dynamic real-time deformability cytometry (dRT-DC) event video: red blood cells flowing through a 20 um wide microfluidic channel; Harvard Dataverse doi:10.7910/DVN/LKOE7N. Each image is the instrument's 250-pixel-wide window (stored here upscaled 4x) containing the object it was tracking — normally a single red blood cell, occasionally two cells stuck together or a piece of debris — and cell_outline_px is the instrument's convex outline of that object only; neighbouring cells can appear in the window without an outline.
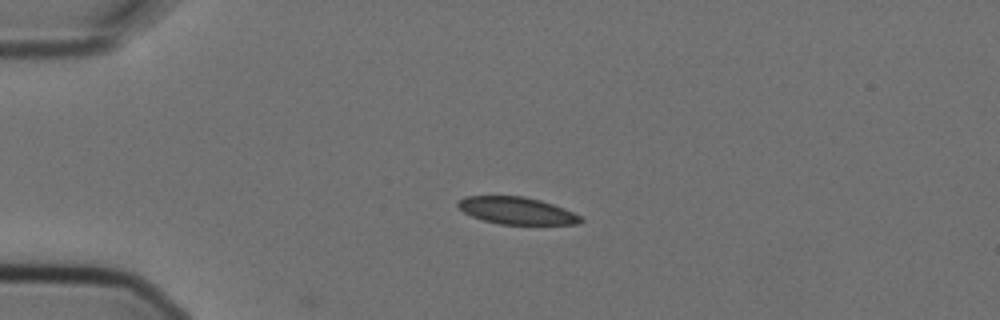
{"species": "Egyptian fruit bat (a non-hibernating species)", "species_latin": "Rousettus aegyptiacus", "temperature_condition": "cold", "stored_images_in_passage": 2, "camera_frame_rate_fps": 3000, "um_per_image_px": 0.085, "animal": {"sex": "female"}, "frame": {"image": 1, "passage_image": 1, "time_ms": 0.0, "image_size_px": [1000, 320], "cell_outline_px": [[584, 220], [580, 224], [500, 224], [484, 220], [472, 216], [464, 212], [456, 204], [464, 196], [524, 196], [540, 200], [564, 208], [580, 216]], "centroid_in_image_um": [43.93, 17.9], "position_along_channel_um": 41.1, "area_um2": 19.25}}